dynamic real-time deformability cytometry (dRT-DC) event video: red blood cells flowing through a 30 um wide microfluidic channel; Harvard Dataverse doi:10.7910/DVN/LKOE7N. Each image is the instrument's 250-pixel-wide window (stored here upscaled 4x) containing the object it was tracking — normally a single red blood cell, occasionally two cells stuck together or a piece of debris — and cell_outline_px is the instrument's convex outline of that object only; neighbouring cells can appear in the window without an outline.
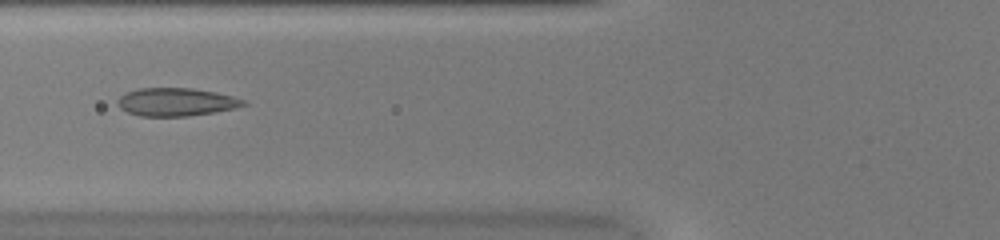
{"species": "common noctule bat (a hibernating species)", "species_latin": "Nyctalus noctula", "temperature_condition": "warm", "stored_images_in_passage": 43, "camera_frame_rate_fps": 3000, "um_per_image_px": 0.085, "animal": {"sex": "female", "body_mass_g": 20.0, "forearm_length_mm": 54.0}, "frame": {"image": 1, "passage_image": 13, "time_ms": 4.0, "image_size_px": [1000, 240], "cell_outline_px": [[248, 104], [236, 108], [188, 116], [140, 116], [128, 112], [120, 108], [116, 104], [116, 100], [120, 96], [128, 92], [140, 88], [192, 88], [216, 92], [232, 96], [244, 100]], "centroid_in_image_um": [14.96, 8.67], "position_along_channel_um": 110.8, "area_um2": 20.52}}
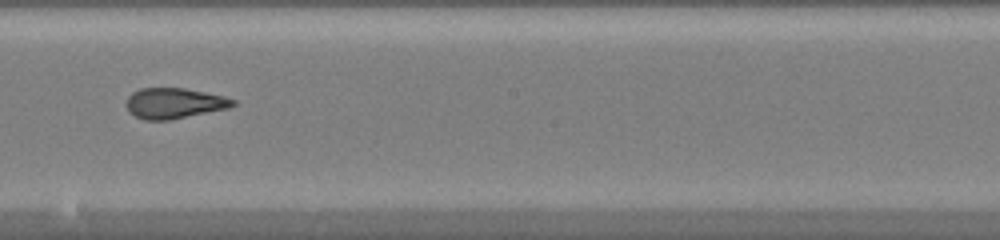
{"frame": {"image": 2, "passage_image": 22, "time_ms": 7.0, "image_size_px": [1000, 240], "cell_outline_px": [[236, 104], [228, 108], [168, 120], [144, 120], [128, 112], [124, 104], [128, 96], [132, 92], [140, 88], [184, 88], [224, 96], [236, 100]], "centroid_in_image_um": [14.76, 8.77], "position_along_channel_um": 233.4, "area_um2": 19.02}}
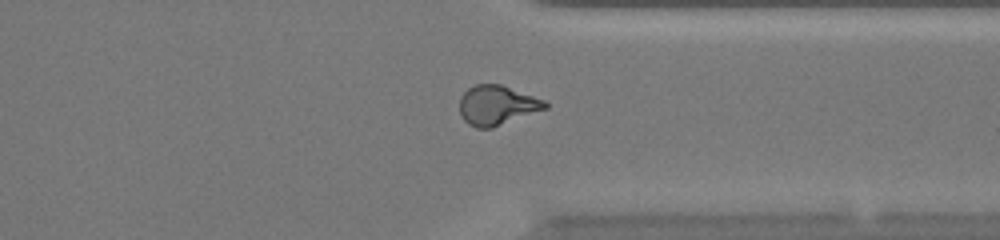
{"frame": {"image": 3, "passage_image": 32, "time_ms": 10.333, "image_size_px": [1000, 240], "cell_outline_px": [[548, 108], [492, 128], [476, 128], [468, 124], [464, 120], [460, 112], [460, 96], [468, 88], [476, 84], [500, 84], [544, 100], [548, 104]], "centroid_in_image_um": [42.23, 8.95], "position_along_channel_um": 369.2, "area_um2": 19.65}, "authors_computed_cell_mechanics": {"area_um2": 19.9988, "velocity_mm_per_s": 4.091, "shape_relaxation_time_tau1_ms": null, "shape_relaxation_time_tau2_ms": 1.0385, "deformation_change_tau1": null, "deformation_change_tau2": 0.062}}